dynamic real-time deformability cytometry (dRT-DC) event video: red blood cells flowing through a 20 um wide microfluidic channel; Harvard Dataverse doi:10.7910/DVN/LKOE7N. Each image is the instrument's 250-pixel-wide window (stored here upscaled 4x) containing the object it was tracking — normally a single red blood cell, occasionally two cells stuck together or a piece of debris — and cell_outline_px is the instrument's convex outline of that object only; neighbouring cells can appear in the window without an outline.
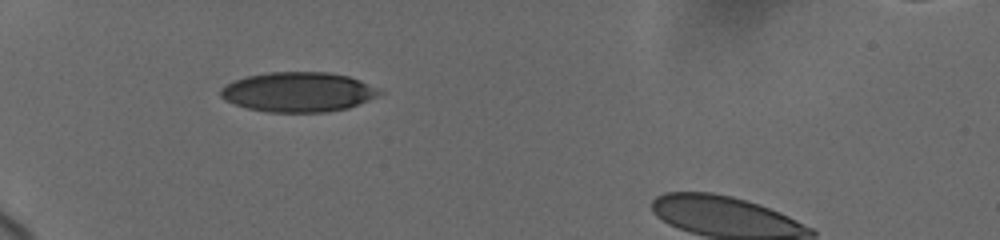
{"species": "human", "species_latin": "Homo sapiens", "temperature_condition": "cold", "stored_images_in_passage": 24, "camera_frame_rate_fps": 3000, "um_per_image_px": 0.085, "donor": {"sex": "female"}, "frame": {"image": 1, "passage_image": 1, "time_ms": 0.0, "image_size_px": [1000, 240], "cell_outline_px": [[384, 92], [368, 100], [348, 108], [324, 112], [268, 112], [248, 108], [224, 100], [220, 96], [220, 88], [236, 80], [248, 76], [268, 72], [328, 72], [348, 76], [360, 80]], "centroid_in_image_um": [25.34, 7.82], "position_along_channel_um": 59.7, "area_um2": 36.53}}
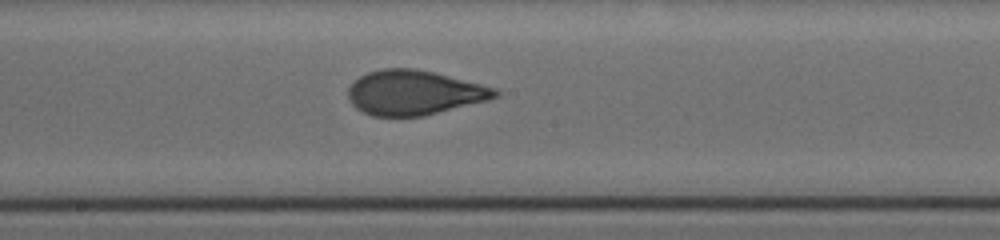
{"frame": {"image": 2, "passage_image": 10, "time_ms": 4.667, "image_size_px": [1000, 240], "cell_outline_px": [[500, 96], [488, 100], [424, 116], [372, 116], [356, 108], [348, 100], [348, 88], [360, 76], [368, 72], [384, 68], [416, 68], [496, 88], [500, 92]], "centroid_in_image_um": [35.2, 7.88], "position_along_channel_um": 213.0, "area_um2": 38.09}}
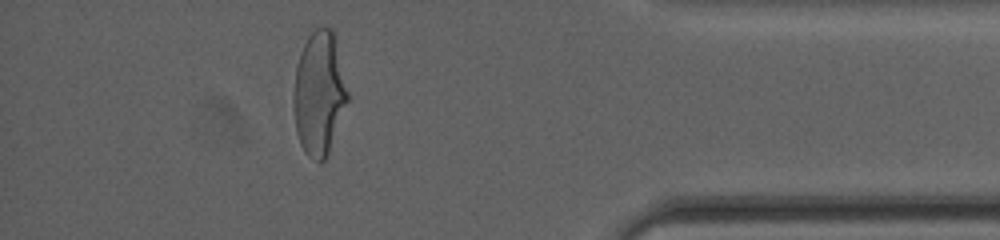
{"frame": {"image": 3, "passage_image": 21, "time_ms": 10.667, "image_size_px": [1000, 240], "cell_outline_px": [[348, 100], [328, 152], [324, 160], [320, 164], [308, 156], [304, 152], [300, 144], [296, 132], [292, 108], [292, 100], [296, 68], [304, 44], [308, 36], [316, 28], [332, 28], [336, 36], [348, 92]], "centroid_in_image_um": [27.11, 7.94], "position_along_channel_um": 408.1, "area_um2": 39.07}, "authors_computed_cell_mechanics": {"area_um2": 38.4659, "velocity_mm_per_s": 3.7, "shape_relaxation_time_tau1_ms": 4.8719, "shape_relaxation_time_tau2_ms": 0.5177, "deformation_change_tau1": 0.1724, "deformation_change_tau2": 0.0486}}